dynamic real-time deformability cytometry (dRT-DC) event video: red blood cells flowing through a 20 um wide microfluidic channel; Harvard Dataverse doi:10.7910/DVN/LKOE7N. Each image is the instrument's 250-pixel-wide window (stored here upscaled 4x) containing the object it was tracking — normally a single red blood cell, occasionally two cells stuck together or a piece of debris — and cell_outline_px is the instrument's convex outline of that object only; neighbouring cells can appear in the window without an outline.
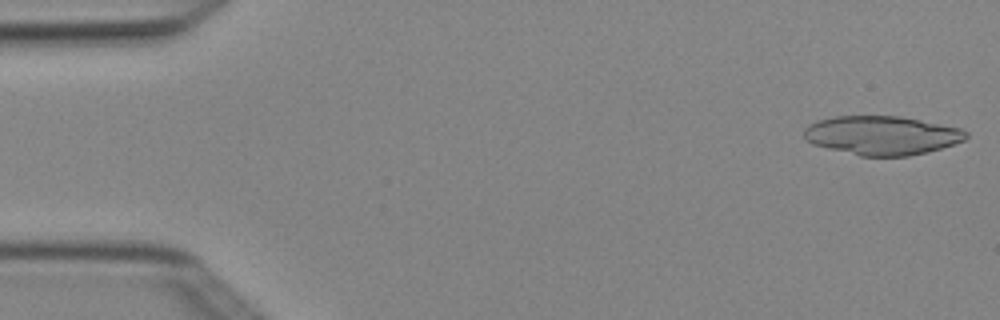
{"species": "Egyptian fruit bat (a non-hibernating species)", "species_latin": "Rousettus aegyptiacus", "temperature_condition": "cold", "stored_images_in_passage": 6, "camera_frame_rate_fps": 3000, "um_per_image_px": 0.085, "animal": {"sex": "female"}, "frame": {"image": 1, "passage_image": 1, "time_ms": 0.0, "image_size_px": [1000, 320], "cell_outline_px": [[968, 136], [964, 140], [928, 152], [908, 156], [860, 156], [812, 144], [804, 136], [804, 128], [808, 124], [816, 120], [836, 116], [900, 116], [964, 128], [968, 132]], "centroid_in_image_um": [74.97, 11.5], "position_along_channel_um": 10.0, "area_um2": 36.88}}
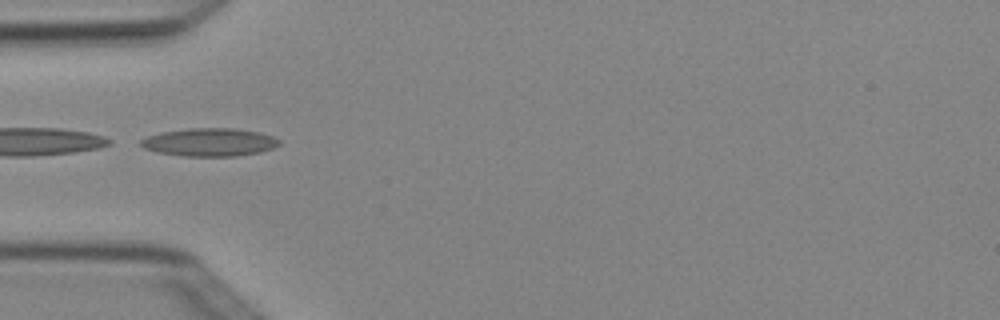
{"frame": {"image": 2, "passage_image": 5, "time_ms": 1.333, "image_size_px": [1000, 320], "cell_outline_px": [[280, 144], [272, 148], [260, 152], [236, 156], [184, 156], [156, 152], [144, 148], [140, 144], [140, 140], [148, 136], [160, 132], [188, 128], [236, 128], [260, 132], [272, 136], [280, 140]], "centroid_in_image_um": [17.81, 12.08], "position_along_channel_um": 67.2, "area_um2": 22.72}}
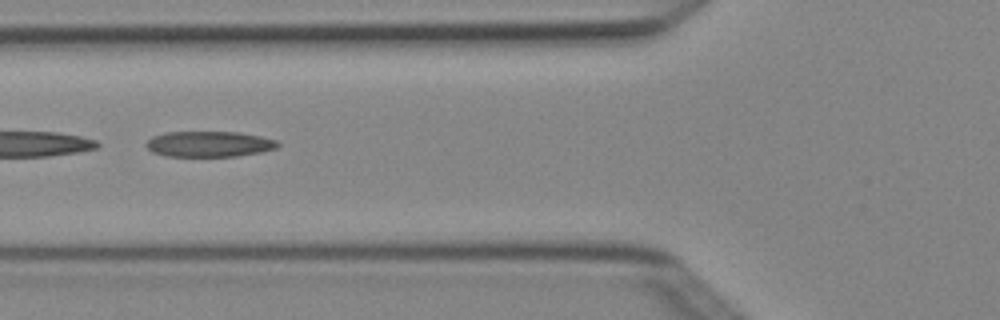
{"frame": {"image": 3, "passage_image": 6, "time_ms": 1.667, "image_size_px": [1000, 320], "cell_outline_px": [[280, 144], [276, 148], [260, 152], [236, 156], [164, 156], [152, 152], [144, 144], [152, 136], [164, 132], [240, 132], [260, 136], [276, 140]], "centroid_in_image_um": [17.75, 12.24], "position_along_channel_um": 108.1, "area_um2": 19.71}}